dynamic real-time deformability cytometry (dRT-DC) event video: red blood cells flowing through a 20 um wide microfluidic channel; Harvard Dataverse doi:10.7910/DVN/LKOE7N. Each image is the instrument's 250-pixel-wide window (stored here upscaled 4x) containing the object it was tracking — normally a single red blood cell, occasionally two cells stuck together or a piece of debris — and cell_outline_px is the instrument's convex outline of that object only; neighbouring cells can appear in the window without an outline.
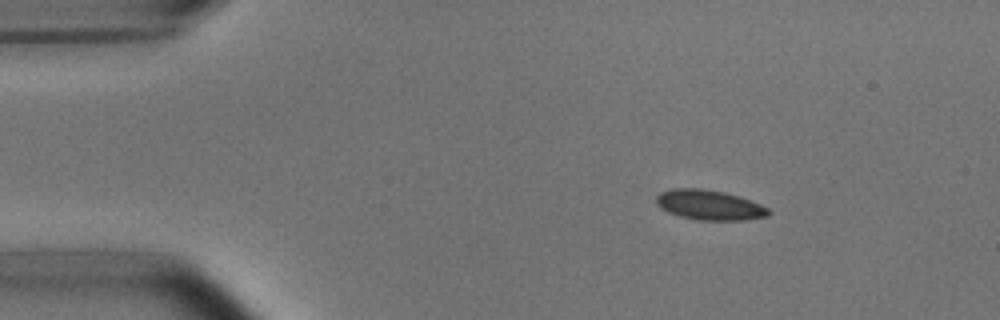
{"species": "common noctule bat (a hibernating species)", "species_latin": "Nyctalus noctula", "temperature_condition": "room temperature", "stored_images_in_passage": 46, "camera_frame_rate_fps": 3000, "um_per_image_px": 0.085, "animal": {"sex": "male", "body_mass_g": 15.6}, "frame": {"image": 1, "passage_image": 1, "time_ms": 0.0, "image_size_px": [1000, 320], "cell_outline_px": [[772, 212], [768, 216], [744, 220], [700, 220], [680, 216], [668, 212], [660, 208], [656, 204], [656, 196], [660, 192], [672, 188], [700, 188], [724, 192], [740, 196], [760, 204], [768, 208]], "centroid_in_image_um": [60.29, 17.42], "position_along_channel_um": 24.7, "area_um2": 19.71}}
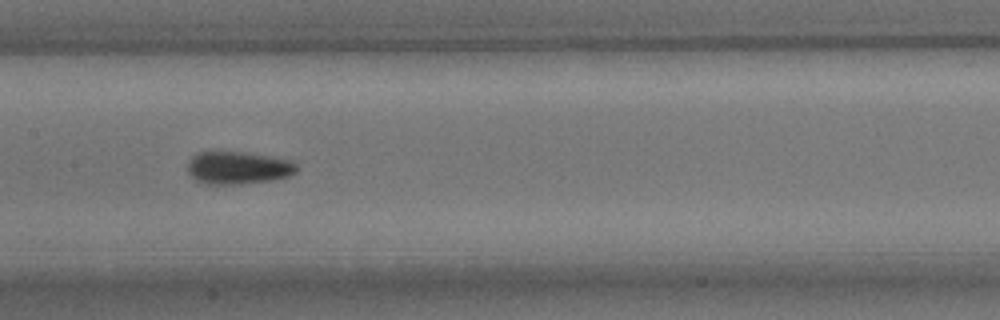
{"frame": {"image": 2, "passage_image": 19, "time_ms": 6.0, "image_size_px": [1000, 320], "cell_outline_px": [[300, 168], [296, 172], [288, 176], [272, 180], [240, 184], [204, 184], [196, 180], [188, 172], [188, 160], [192, 156], [200, 152], [244, 152], [272, 156], [292, 160]], "centroid_in_image_um": [20.27, 14.26], "position_along_channel_um": 187.1, "area_um2": 20.92}}
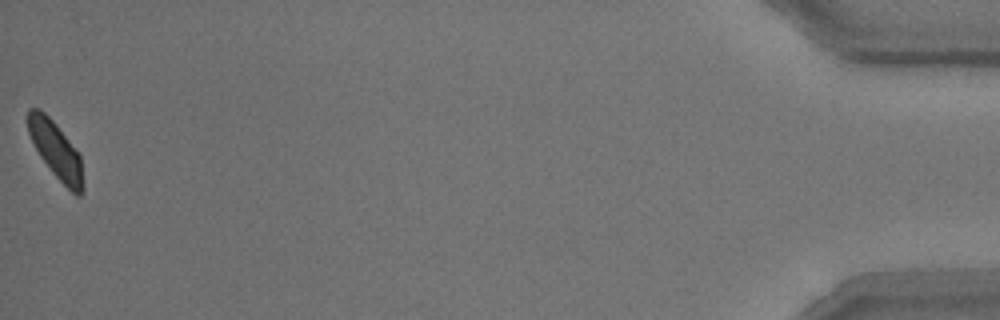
{"frame": {"image": 3, "passage_image": 46, "time_ms": 15.0, "image_size_px": [1000, 320], "cell_outline_px": [[84, 192], [80, 196], [76, 196], [52, 172], [40, 156], [28, 132], [28, 108], [40, 108], [56, 124], [80, 156], [84, 184]], "centroid_in_image_um": [4.76, 12.79], "position_along_channel_um": 430.4, "area_um2": 17.92}, "authors_computed_cell_mechanics": {"area_um2": 19.652, "velocity_mm_per_s": 3.7722, "shape_relaxation_time_tau1_ms": 2.6462, "shape_relaxation_time_tau2_ms": null, "deformation_change_tau1": 0.0867, "deformation_change_tau2": null}}